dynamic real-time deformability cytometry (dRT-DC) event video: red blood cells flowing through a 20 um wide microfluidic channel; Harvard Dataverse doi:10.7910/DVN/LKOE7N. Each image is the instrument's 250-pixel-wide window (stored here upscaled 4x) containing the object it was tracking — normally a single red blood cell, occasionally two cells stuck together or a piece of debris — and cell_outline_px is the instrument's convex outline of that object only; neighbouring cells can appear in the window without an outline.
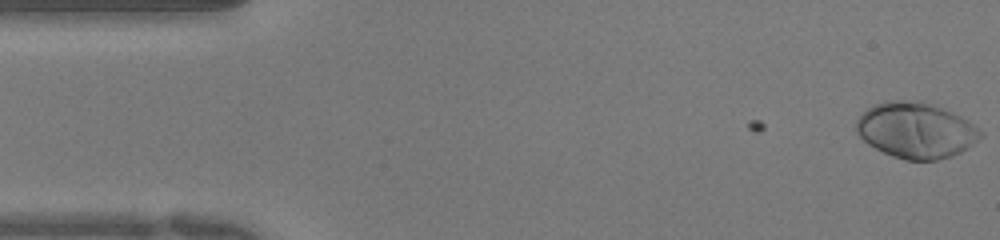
{"species": "human", "species_latin": "Homo sapiens", "temperature_condition": "warm", "stored_images_in_passage": 50, "camera_frame_rate_fps": 3000, "um_per_image_px": 0.085, "donor": {"sex": "female"}, "frame": {"image": 1, "passage_image": 1, "time_ms": 0.0, "image_size_px": [1000, 240], "cell_outline_px": [[984, 136], [960, 152], [952, 156], [936, 160], [904, 160], [892, 156], [868, 144], [856, 132], [856, 120], [868, 108], [876, 104], [888, 100], [920, 100], [936, 104], [968, 120], [984, 132]], "centroid_in_image_um": [77.87, 11.06], "position_along_channel_um": 7.1, "area_um2": 40.58}}
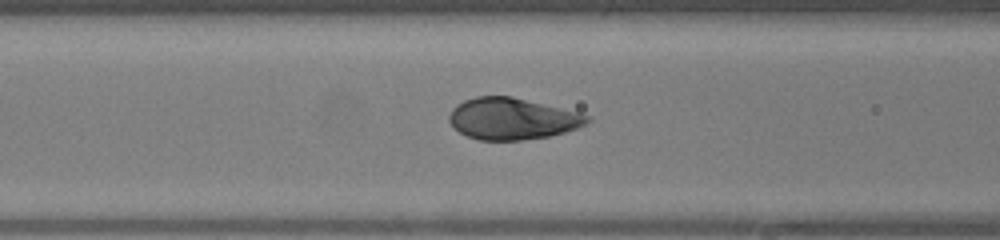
{"frame": {"image": 2, "passage_image": 19, "time_ms": 6.0, "image_size_px": [1000, 240], "cell_outline_px": [[592, 120], [576, 128], [564, 132], [548, 136], [520, 140], [480, 140], [468, 136], [452, 128], [448, 120], [448, 116], [452, 108], [456, 104], [464, 100], [476, 96], [512, 96], [580, 112], [592, 116]], "centroid_in_image_um": [43.52, 10.08], "position_along_channel_um": 123.1, "area_um2": 33.64}}
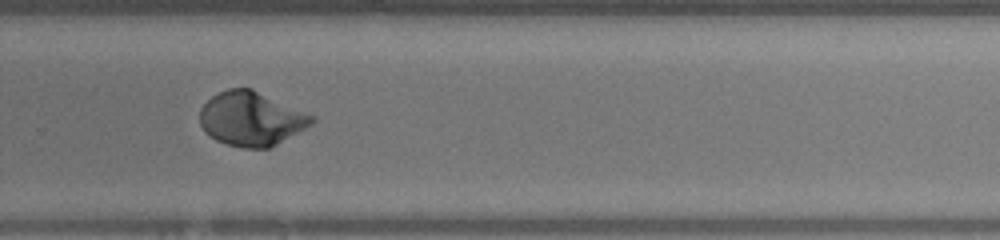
{"frame": {"image": 3, "passage_image": 33, "time_ms": 10.667, "image_size_px": [1000, 240], "cell_outline_px": [[316, 120], [312, 124], [276, 144], [268, 148], [244, 148], [228, 144], [216, 140], [204, 132], [200, 124], [200, 108], [212, 96], [228, 88], [252, 88], [316, 116]], "centroid_in_image_um": [21.36, 10.08], "position_along_channel_um": 308.4, "area_um2": 35.26}, "authors_computed_cell_mechanics": {"area_um2": 35.2869, "velocity_mm_per_s": 3.9847, "shape_relaxation_time_tau1_ms": 2.9894, "shape_relaxation_time_tau2_ms": null, "deformation_change_tau1": 0.2126, "deformation_change_tau2": null}}